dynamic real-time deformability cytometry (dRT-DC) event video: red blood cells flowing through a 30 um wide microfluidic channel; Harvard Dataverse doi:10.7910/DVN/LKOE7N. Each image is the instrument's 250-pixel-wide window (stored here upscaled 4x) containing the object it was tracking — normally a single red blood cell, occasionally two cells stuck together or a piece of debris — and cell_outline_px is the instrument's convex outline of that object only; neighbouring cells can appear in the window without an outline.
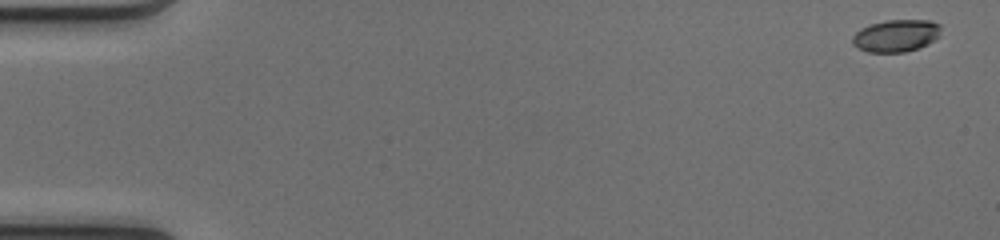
{"species": "common noctule bat (a hibernating species)", "species_latin": "Nyctalus noctula", "temperature_condition": "cold", "stored_images_in_passage": 50, "camera_frame_rate_fps": 3000, "um_per_image_px": 0.085, "animal": {"sex": "female", "body_mass_g": 17.0, "forearm_length_mm": 48.0}, "frame": {"image": 1, "passage_image": 1, "time_ms": 0.0, "image_size_px": [1000, 240], "cell_outline_px": [[940, 36], [928, 44], [920, 48], [904, 52], [868, 52], [856, 48], [852, 44], [852, 36], [860, 28], [868, 24], [888, 20], [928, 20], [940, 24]], "centroid_in_image_um": [76.15, 3.04], "position_along_channel_um": 8.9, "area_um2": 16.88}}
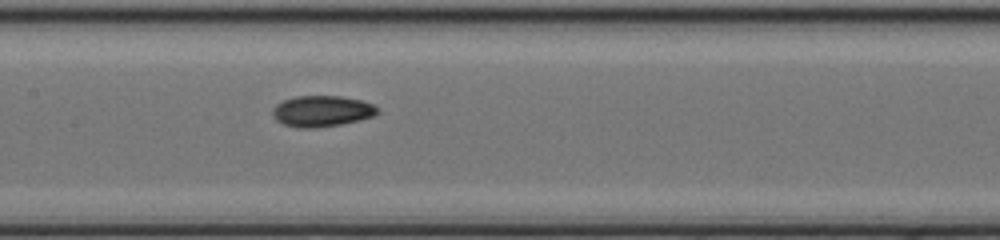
{"frame": {"image": 2, "passage_image": 25, "time_ms": 8.0, "image_size_px": [1000, 240], "cell_outline_px": [[380, 112], [372, 116], [360, 120], [340, 124], [316, 128], [296, 128], [284, 124], [276, 120], [272, 116], [272, 108], [276, 104], [284, 100], [296, 96], [340, 96], [360, 100], [372, 104], [380, 108]], "centroid_in_image_um": [27.34, 9.45], "position_along_channel_um": 180.1, "area_um2": 19.07}}
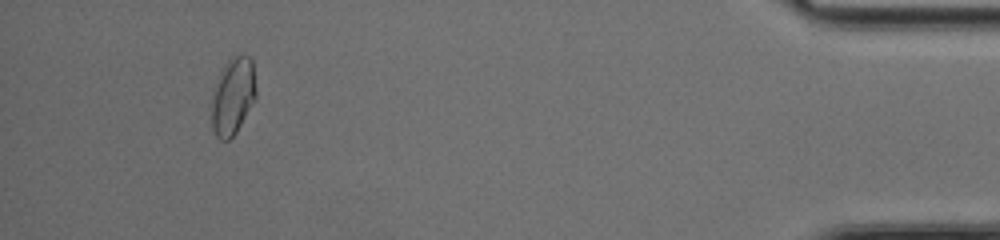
{"frame": {"image": 3, "passage_image": 47, "time_ms": 15.333, "image_size_px": [1000, 240], "cell_outline_px": [[256, 100], [236, 132], [228, 140], [220, 140], [216, 136], [212, 128], [212, 92], [220, 72], [228, 60], [232, 56], [248, 56], [252, 60], [256, 88]], "centroid_in_image_um": [19.8, 8.19], "position_along_channel_um": 415.4, "area_um2": 20.0}, "authors_computed_cell_mechanics": {"area_um2": 17.9758, "velocity_mm_per_s": 4.1322, "shape_relaxation_time_tau1_ms": 10.0166, "shape_relaxation_time_tau2_ms": 2.5821, "deformation_change_tau1": 0.1967, "deformation_change_tau2": 0.0589}}